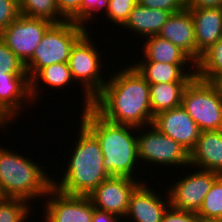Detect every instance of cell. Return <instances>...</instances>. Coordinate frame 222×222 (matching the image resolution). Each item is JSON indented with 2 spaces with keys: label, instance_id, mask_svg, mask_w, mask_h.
I'll return each mask as SVG.
<instances>
[{
  "label": "cell",
  "instance_id": "obj_26",
  "mask_svg": "<svg viewBox=\"0 0 222 222\" xmlns=\"http://www.w3.org/2000/svg\"><path fill=\"white\" fill-rule=\"evenodd\" d=\"M202 222L222 220V175H220L206 194L197 213Z\"/></svg>",
  "mask_w": 222,
  "mask_h": 222
},
{
  "label": "cell",
  "instance_id": "obj_9",
  "mask_svg": "<svg viewBox=\"0 0 222 222\" xmlns=\"http://www.w3.org/2000/svg\"><path fill=\"white\" fill-rule=\"evenodd\" d=\"M52 24L47 19L20 15L5 28L0 34V39L26 64Z\"/></svg>",
  "mask_w": 222,
  "mask_h": 222
},
{
  "label": "cell",
  "instance_id": "obj_18",
  "mask_svg": "<svg viewBox=\"0 0 222 222\" xmlns=\"http://www.w3.org/2000/svg\"><path fill=\"white\" fill-rule=\"evenodd\" d=\"M190 166L222 175V130L200 132L190 151Z\"/></svg>",
  "mask_w": 222,
  "mask_h": 222
},
{
  "label": "cell",
  "instance_id": "obj_32",
  "mask_svg": "<svg viewBox=\"0 0 222 222\" xmlns=\"http://www.w3.org/2000/svg\"><path fill=\"white\" fill-rule=\"evenodd\" d=\"M137 3L150 9L169 11L172 14L186 8V0H137Z\"/></svg>",
  "mask_w": 222,
  "mask_h": 222
},
{
  "label": "cell",
  "instance_id": "obj_19",
  "mask_svg": "<svg viewBox=\"0 0 222 222\" xmlns=\"http://www.w3.org/2000/svg\"><path fill=\"white\" fill-rule=\"evenodd\" d=\"M132 65L149 84L190 82L196 76V69L192 68V71H185L186 67L190 66L185 64L139 61V63H133Z\"/></svg>",
  "mask_w": 222,
  "mask_h": 222
},
{
  "label": "cell",
  "instance_id": "obj_34",
  "mask_svg": "<svg viewBox=\"0 0 222 222\" xmlns=\"http://www.w3.org/2000/svg\"><path fill=\"white\" fill-rule=\"evenodd\" d=\"M162 222H202L197 213L186 212L169 207L163 216Z\"/></svg>",
  "mask_w": 222,
  "mask_h": 222
},
{
  "label": "cell",
  "instance_id": "obj_29",
  "mask_svg": "<svg viewBox=\"0 0 222 222\" xmlns=\"http://www.w3.org/2000/svg\"><path fill=\"white\" fill-rule=\"evenodd\" d=\"M27 74L25 64L0 39V75Z\"/></svg>",
  "mask_w": 222,
  "mask_h": 222
},
{
  "label": "cell",
  "instance_id": "obj_30",
  "mask_svg": "<svg viewBox=\"0 0 222 222\" xmlns=\"http://www.w3.org/2000/svg\"><path fill=\"white\" fill-rule=\"evenodd\" d=\"M109 5V0H82L80 7V15L73 21L76 24H79L85 28L88 21L93 19L95 12L98 10H106L107 13ZM86 23V24H85Z\"/></svg>",
  "mask_w": 222,
  "mask_h": 222
},
{
  "label": "cell",
  "instance_id": "obj_27",
  "mask_svg": "<svg viewBox=\"0 0 222 222\" xmlns=\"http://www.w3.org/2000/svg\"><path fill=\"white\" fill-rule=\"evenodd\" d=\"M29 201L21 198H0V222H24L29 217ZM29 214V215H28Z\"/></svg>",
  "mask_w": 222,
  "mask_h": 222
},
{
  "label": "cell",
  "instance_id": "obj_13",
  "mask_svg": "<svg viewBox=\"0 0 222 222\" xmlns=\"http://www.w3.org/2000/svg\"><path fill=\"white\" fill-rule=\"evenodd\" d=\"M152 125L189 152L195 147L201 132L182 106L157 113Z\"/></svg>",
  "mask_w": 222,
  "mask_h": 222
},
{
  "label": "cell",
  "instance_id": "obj_37",
  "mask_svg": "<svg viewBox=\"0 0 222 222\" xmlns=\"http://www.w3.org/2000/svg\"><path fill=\"white\" fill-rule=\"evenodd\" d=\"M210 83L215 87L218 92V95L222 99V74L216 75Z\"/></svg>",
  "mask_w": 222,
  "mask_h": 222
},
{
  "label": "cell",
  "instance_id": "obj_3",
  "mask_svg": "<svg viewBox=\"0 0 222 222\" xmlns=\"http://www.w3.org/2000/svg\"><path fill=\"white\" fill-rule=\"evenodd\" d=\"M78 141L73 147L61 181L53 187L68 195L88 196L110 177L103 164V153L97 138L81 123Z\"/></svg>",
  "mask_w": 222,
  "mask_h": 222
},
{
  "label": "cell",
  "instance_id": "obj_5",
  "mask_svg": "<svg viewBox=\"0 0 222 222\" xmlns=\"http://www.w3.org/2000/svg\"><path fill=\"white\" fill-rule=\"evenodd\" d=\"M86 31L87 28L73 21L53 23L44 33L32 58L25 64L29 79L52 64L68 63L73 45Z\"/></svg>",
  "mask_w": 222,
  "mask_h": 222
},
{
  "label": "cell",
  "instance_id": "obj_22",
  "mask_svg": "<svg viewBox=\"0 0 222 222\" xmlns=\"http://www.w3.org/2000/svg\"><path fill=\"white\" fill-rule=\"evenodd\" d=\"M188 84L189 82L149 84L152 115L181 106L183 92Z\"/></svg>",
  "mask_w": 222,
  "mask_h": 222
},
{
  "label": "cell",
  "instance_id": "obj_20",
  "mask_svg": "<svg viewBox=\"0 0 222 222\" xmlns=\"http://www.w3.org/2000/svg\"><path fill=\"white\" fill-rule=\"evenodd\" d=\"M171 15L169 11L150 9L137 3L123 28L132 30L143 38L158 35Z\"/></svg>",
  "mask_w": 222,
  "mask_h": 222
},
{
  "label": "cell",
  "instance_id": "obj_15",
  "mask_svg": "<svg viewBox=\"0 0 222 222\" xmlns=\"http://www.w3.org/2000/svg\"><path fill=\"white\" fill-rule=\"evenodd\" d=\"M194 22L196 63L203 52L222 39V8H187Z\"/></svg>",
  "mask_w": 222,
  "mask_h": 222
},
{
  "label": "cell",
  "instance_id": "obj_31",
  "mask_svg": "<svg viewBox=\"0 0 222 222\" xmlns=\"http://www.w3.org/2000/svg\"><path fill=\"white\" fill-rule=\"evenodd\" d=\"M19 16L18 0H0V34Z\"/></svg>",
  "mask_w": 222,
  "mask_h": 222
},
{
  "label": "cell",
  "instance_id": "obj_12",
  "mask_svg": "<svg viewBox=\"0 0 222 222\" xmlns=\"http://www.w3.org/2000/svg\"><path fill=\"white\" fill-rule=\"evenodd\" d=\"M140 183L137 179L110 176L101 182L88 197L94 207L114 213L124 219L128 211L130 195Z\"/></svg>",
  "mask_w": 222,
  "mask_h": 222
},
{
  "label": "cell",
  "instance_id": "obj_36",
  "mask_svg": "<svg viewBox=\"0 0 222 222\" xmlns=\"http://www.w3.org/2000/svg\"><path fill=\"white\" fill-rule=\"evenodd\" d=\"M186 8H222V0H186Z\"/></svg>",
  "mask_w": 222,
  "mask_h": 222
},
{
  "label": "cell",
  "instance_id": "obj_7",
  "mask_svg": "<svg viewBox=\"0 0 222 222\" xmlns=\"http://www.w3.org/2000/svg\"><path fill=\"white\" fill-rule=\"evenodd\" d=\"M181 106L201 132L222 130V99L210 82L195 76L183 92Z\"/></svg>",
  "mask_w": 222,
  "mask_h": 222
},
{
  "label": "cell",
  "instance_id": "obj_4",
  "mask_svg": "<svg viewBox=\"0 0 222 222\" xmlns=\"http://www.w3.org/2000/svg\"><path fill=\"white\" fill-rule=\"evenodd\" d=\"M14 152V153H13ZM0 146V194L2 198H21L29 202L46 196L53 187L37 162Z\"/></svg>",
  "mask_w": 222,
  "mask_h": 222
},
{
  "label": "cell",
  "instance_id": "obj_23",
  "mask_svg": "<svg viewBox=\"0 0 222 222\" xmlns=\"http://www.w3.org/2000/svg\"><path fill=\"white\" fill-rule=\"evenodd\" d=\"M39 81H43L42 83H45L48 86H51V88L55 87L57 88H64L66 85H69V83H72L74 81L70 68L68 66V63H55L48 67H45L41 69L31 80H30V93L32 100H37L40 98L39 93L37 92L39 88L38 84Z\"/></svg>",
  "mask_w": 222,
  "mask_h": 222
},
{
  "label": "cell",
  "instance_id": "obj_39",
  "mask_svg": "<svg viewBox=\"0 0 222 222\" xmlns=\"http://www.w3.org/2000/svg\"><path fill=\"white\" fill-rule=\"evenodd\" d=\"M207 222H222V220H218V221H207Z\"/></svg>",
  "mask_w": 222,
  "mask_h": 222
},
{
  "label": "cell",
  "instance_id": "obj_10",
  "mask_svg": "<svg viewBox=\"0 0 222 222\" xmlns=\"http://www.w3.org/2000/svg\"><path fill=\"white\" fill-rule=\"evenodd\" d=\"M219 176V173L199 169L181 177L182 179H178L174 185L168 187L170 190L167 189L171 207L198 213L206 194Z\"/></svg>",
  "mask_w": 222,
  "mask_h": 222
},
{
  "label": "cell",
  "instance_id": "obj_24",
  "mask_svg": "<svg viewBox=\"0 0 222 222\" xmlns=\"http://www.w3.org/2000/svg\"><path fill=\"white\" fill-rule=\"evenodd\" d=\"M222 74V39L202 53L196 63V77L210 82L216 75Z\"/></svg>",
  "mask_w": 222,
  "mask_h": 222
},
{
  "label": "cell",
  "instance_id": "obj_6",
  "mask_svg": "<svg viewBox=\"0 0 222 222\" xmlns=\"http://www.w3.org/2000/svg\"><path fill=\"white\" fill-rule=\"evenodd\" d=\"M89 36L87 30L73 45L68 59L74 81L81 82V86L85 87L83 109L92 107L93 99L102 91L106 83L99 73L102 69V63H100L102 56Z\"/></svg>",
  "mask_w": 222,
  "mask_h": 222
},
{
  "label": "cell",
  "instance_id": "obj_17",
  "mask_svg": "<svg viewBox=\"0 0 222 222\" xmlns=\"http://www.w3.org/2000/svg\"><path fill=\"white\" fill-rule=\"evenodd\" d=\"M28 101L34 103L31 98L28 74L0 75V109L11 120L19 116L20 109H23V104Z\"/></svg>",
  "mask_w": 222,
  "mask_h": 222
},
{
  "label": "cell",
  "instance_id": "obj_2",
  "mask_svg": "<svg viewBox=\"0 0 222 222\" xmlns=\"http://www.w3.org/2000/svg\"><path fill=\"white\" fill-rule=\"evenodd\" d=\"M82 123L98 140L103 153V164L110 176L136 179L134 169L139 160L137 149V130L144 127L116 124L107 121L92 107L82 109ZM134 170V171H133Z\"/></svg>",
  "mask_w": 222,
  "mask_h": 222
},
{
  "label": "cell",
  "instance_id": "obj_21",
  "mask_svg": "<svg viewBox=\"0 0 222 222\" xmlns=\"http://www.w3.org/2000/svg\"><path fill=\"white\" fill-rule=\"evenodd\" d=\"M144 43L141 62H159L168 64H188L196 68V63L179 47L158 35L146 38Z\"/></svg>",
  "mask_w": 222,
  "mask_h": 222
},
{
  "label": "cell",
  "instance_id": "obj_28",
  "mask_svg": "<svg viewBox=\"0 0 222 222\" xmlns=\"http://www.w3.org/2000/svg\"><path fill=\"white\" fill-rule=\"evenodd\" d=\"M136 4L137 0H109L106 16L113 25L115 23L123 27Z\"/></svg>",
  "mask_w": 222,
  "mask_h": 222
},
{
  "label": "cell",
  "instance_id": "obj_8",
  "mask_svg": "<svg viewBox=\"0 0 222 222\" xmlns=\"http://www.w3.org/2000/svg\"><path fill=\"white\" fill-rule=\"evenodd\" d=\"M148 131L137 135L138 158L144 162H152L157 166H181L190 167V152L180 143L174 141L164 133L160 132L152 124L146 126Z\"/></svg>",
  "mask_w": 222,
  "mask_h": 222
},
{
  "label": "cell",
  "instance_id": "obj_1",
  "mask_svg": "<svg viewBox=\"0 0 222 222\" xmlns=\"http://www.w3.org/2000/svg\"><path fill=\"white\" fill-rule=\"evenodd\" d=\"M92 108L109 122L134 127L153 122L150 86L130 65L110 75L102 91L93 99Z\"/></svg>",
  "mask_w": 222,
  "mask_h": 222
},
{
  "label": "cell",
  "instance_id": "obj_38",
  "mask_svg": "<svg viewBox=\"0 0 222 222\" xmlns=\"http://www.w3.org/2000/svg\"><path fill=\"white\" fill-rule=\"evenodd\" d=\"M10 121H11V119L0 109V127H2V129L5 126L7 127L6 124Z\"/></svg>",
  "mask_w": 222,
  "mask_h": 222
},
{
  "label": "cell",
  "instance_id": "obj_11",
  "mask_svg": "<svg viewBox=\"0 0 222 222\" xmlns=\"http://www.w3.org/2000/svg\"><path fill=\"white\" fill-rule=\"evenodd\" d=\"M47 195L45 197L49 200H46L44 206V222L92 221L94 206L88 196L64 194L54 187Z\"/></svg>",
  "mask_w": 222,
  "mask_h": 222
},
{
  "label": "cell",
  "instance_id": "obj_33",
  "mask_svg": "<svg viewBox=\"0 0 222 222\" xmlns=\"http://www.w3.org/2000/svg\"><path fill=\"white\" fill-rule=\"evenodd\" d=\"M60 16L65 21H74L80 15L82 0H55Z\"/></svg>",
  "mask_w": 222,
  "mask_h": 222
},
{
  "label": "cell",
  "instance_id": "obj_25",
  "mask_svg": "<svg viewBox=\"0 0 222 222\" xmlns=\"http://www.w3.org/2000/svg\"><path fill=\"white\" fill-rule=\"evenodd\" d=\"M20 15L30 18H43L52 23L65 20L60 16L55 0H18Z\"/></svg>",
  "mask_w": 222,
  "mask_h": 222
},
{
  "label": "cell",
  "instance_id": "obj_14",
  "mask_svg": "<svg viewBox=\"0 0 222 222\" xmlns=\"http://www.w3.org/2000/svg\"><path fill=\"white\" fill-rule=\"evenodd\" d=\"M155 193L142 180L135 188L129 198L128 211L125 218L129 216L134 222H162L163 216L170 205L169 195L165 199Z\"/></svg>",
  "mask_w": 222,
  "mask_h": 222
},
{
  "label": "cell",
  "instance_id": "obj_35",
  "mask_svg": "<svg viewBox=\"0 0 222 222\" xmlns=\"http://www.w3.org/2000/svg\"><path fill=\"white\" fill-rule=\"evenodd\" d=\"M120 217L114 213L94 207L93 217L91 222H120Z\"/></svg>",
  "mask_w": 222,
  "mask_h": 222
},
{
  "label": "cell",
  "instance_id": "obj_16",
  "mask_svg": "<svg viewBox=\"0 0 222 222\" xmlns=\"http://www.w3.org/2000/svg\"><path fill=\"white\" fill-rule=\"evenodd\" d=\"M158 36L179 47L196 63L194 22L189 9L173 13L162 26Z\"/></svg>",
  "mask_w": 222,
  "mask_h": 222
}]
</instances>
